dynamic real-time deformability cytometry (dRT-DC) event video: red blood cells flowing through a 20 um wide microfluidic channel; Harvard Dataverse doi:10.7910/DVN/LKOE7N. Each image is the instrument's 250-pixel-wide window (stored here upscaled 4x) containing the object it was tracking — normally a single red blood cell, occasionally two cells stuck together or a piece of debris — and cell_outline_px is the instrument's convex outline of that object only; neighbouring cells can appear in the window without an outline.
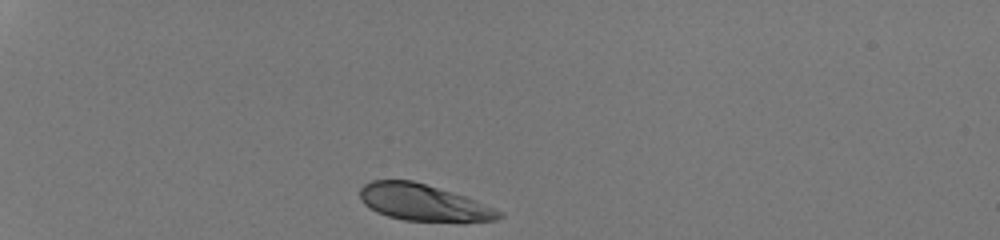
{"species": "human", "species_latin": "Homo sapiens", "temperature_condition": "room temperature", "stored_images_in_passage": 31, "camera_frame_rate_fps": 3000, "um_per_image_px": 0.085, "donor": {"sex": "male"}, "frame": {"image": 1, "passage_image": 1, "time_ms": 0.0, "image_size_px": [1000, 240], "cell_outline_px": [[504, 216], [496, 220], [460, 224], [404, 220], [388, 216], [376, 212], [364, 204], [360, 200], [360, 188], [364, 184], [372, 180], [412, 180], [452, 192], [464, 196], [504, 212]], "centroid_in_image_um": [36.04, 17.26], "position_along_channel_um": 49.0, "area_um2": 30.35}}
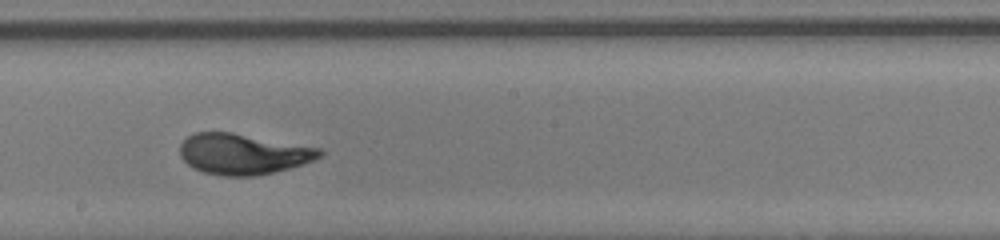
{"frame": {"image": 2, "passage_image": 18, "time_ms": 5.667, "image_size_px": [1000, 240], "cell_outline_px": [[324, 152], [316, 160], [276, 172], [256, 176], [220, 176], [204, 172], [192, 168], [180, 156], [180, 144], [188, 136], [196, 132], [232, 132], [320, 148]], "centroid_in_image_um": [20.66, 13.1], "position_along_channel_um": 227.5, "area_um2": 33.29}}
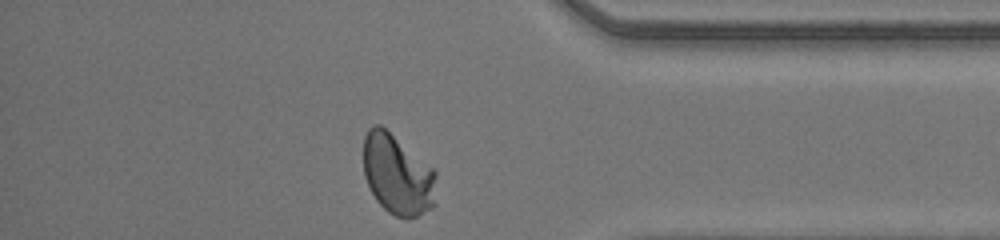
{"frame": {"image": 3, "passage_image": 31, "time_ms": 10.0, "image_size_px": [1000, 240], "cell_outline_px": [[436, 204], [432, 208], [408, 220], [396, 216], [388, 212], [376, 200], [364, 176], [364, 136], [368, 128], [372, 124], [380, 124], [432, 168], [436, 172]], "centroid_in_image_um": [33.79, 14.87], "position_along_channel_um": 401.4, "area_um2": 34.1}, "authors_computed_cell_mechanics": {"area_um2": 32.368, "velocity_mm_per_s": 4.238, "shape_relaxation_time_tau1_ms": 2.6495, "shape_relaxation_time_tau2_ms": null, "deformation_change_tau1": 0.1529, "deformation_change_tau2": null}}